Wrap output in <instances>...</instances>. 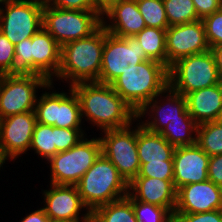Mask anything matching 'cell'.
Returning a JSON list of instances; mask_svg holds the SVG:
<instances>
[{"mask_svg": "<svg viewBox=\"0 0 222 222\" xmlns=\"http://www.w3.org/2000/svg\"><path fill=\"white\" fill-rule=\"evenodd\" d=\"M71 88L78 97L82 118L87 117L101 131L123 128L137 120V114L110 84L79 82Z\"/></svg>", "mask_w": 222, "mask_h": 222, "instance_id": "1", "label": "cell"}, {"mask_svg": "<svg viewBox=\"0 0 222 222\" xmlns=\"http://www.w3.org/2000/svg\"><path fill=\"white\" fill-rule=\"evenodd\" d=\"M104 44L105 28L101 25L89 37L62 45L56 77L69 80L70 86L79 82H99Z\"/></svg>", "mask_w": 222, "mask_h": 222, "instance_id": "2", "label": "cell"}, {"mask_svg": "<svg viewBox=\"0 0 222 222\" xmlns=\"http://www.w3.org/2000/svg\"><path fill=\"white\" fill-rule=\"evenodd\" d=\"M110 85L137 114L156 95L166 93L168 67L152 59L145 60L119 75Z\"/></svg>", "mask_w": 222, "mask_h": 222, "instance_id": "3", "label": "cell"}, {"mask_svg": "<svg viewBox=\"0 0 222 222\" xmlns=\"http://www.w3.org/2000/svg\"><path fill=\"white\" fill-rule=\"evenodd\" d=\"M81 199L92 213L96 208L128 195V183L102 153L76 184Z\"/></svg>", "mask_w": 222, "mask_h": 222, "instance_id": "4", "label": "cell"}, {"mask_svg": "<svg viewBox=\"0 0 222 222\" xmlns=\"http://www.w3.org/2000/svg\"><path fill=\"white\" fill-rule=\"evenodd\" d=\"M169 87L186 94L221 83L211 50L178 59L168 68Z\"/></svg>", "mask_w": 222, "mask_h": 222, "instance_id": "5", "label": "cell"}, {"mask_svg": "<svg viewBox=\"0 0 222 222\" xmlns=\"http://www.w3.org/2000/svg\"><path fill=\"white\" fill-rule=\"evenodd\" d=\"M102 25L97 11L60 9L47 3L43 6V28L62 46L67 42L89 37Z\"/></svg>", "mask_w": 222, "mask_h": 222, "instance_id": "6", "label": "cell"}, {"mask_svg": "<svg viewBox=\"0 0 222 222\" xmlns=\"http://www.w3.org/2000/svg\"><path fill=\"white\" fill-rule=\"evenodd\" d=\"M52 85L39 74H3L0 82V119L35 111L36 89H51Z\"/></svg>", "mask_w": 222, "mask_h": 222, "instance_id": "7", "label": "cell"}, {"mask_svg": "<svg viewBox=\"0 0 222 222\" xmlns=\"http://www.w3.org/2000/svg\"><path fill=\"white\" fill-rule=\"evenodd\" d=\"M101 154V142L98 138H82L71 149L58 152L50 163V184L76 185L85 172Z\"/></svg>", "mask_w": 222, "mask_h": 222, "instance_id": "8", "label": "cell"}, {"mask_svg": "<svg viewBox=\"0 0 222 222\" xmlns=\"http://www.w3.org/2000/svg\"><path fill=\"white\" fill-rule=\"evenodd\" d=\"M0 31L14 45L31 38L43 26L44 3L34 0H0Z\"/></svg>", "mask_w": 222, "mask_h": 222, "instance_id": "9", "label": "cell"}, {"mask_svg": "<svg viewBox=\"0 0 222 222\" xmlns=\"http://www.w3.org/2000/svg\"><path fill=\"white\" fill-rule=\"evenodd\" d=\"M145 60L149 58L135 36L121 38L105 29L99 82L111 84L119 75Z\"/></svg>", "mask_w": 222, "mask_h": 222, "instance_id": "10", "label": "cell"}, {"mask_svg": "<svg viewBox=\"0 0 222 222\" xmlns=\"http://www.w3.org/2000/svg\"><path fill=\"white\" fill-rule=\"evenodd\" d=\"M128 125L123 128L102 131L101 153L117 168L119 174L129 184L140 170L137 150V128Z\"/></svg>", "mask_w": 222, "mask_h": 222, "instance_id": "11", "label": "cell"}, {"mask_svg": "<svg viewBox=\"0 0 222 222\" xmlns=\"http://www.w3.org/2000/svg\"><path fill=\"white\" fill-rule=\"evenodd\" d=\"M69 95L59 92L48 93L37 98L35 105L38 123L60 128H82L81 109L77 95L69 87Z\"/></svg>", "mask_w": 222, "mask_h": 222, "instance_id": "12", "label": "cell"}, {"mask_svg": "<svg viewBox=\"0 0 222 222\" xmlns=\"http://www.w3.org/2000/svg\"><path fill=\"white\" fill-rule=\"evenodd\" d=\"M36 122L35 111L0 119V153L5 161L16 160L30 150Z\"/></svg>", "mask_w": 222, "mask_h": 222, "instance_id": "13", "label": "cell"}, {"mask_svg": "<svg viewBox=\"0 0 222 222\" xmlns=\"http://www.w3.org/2000/svg\"><path fill=\"white\" fill-rule=\"evenodd\" d=\"M210 50L202 20L166 29L167 67L178 59Z\"/></svg>", "mask_w": 222, "mask_h": 222, "instance_id": "14", "label": "cell"}, {"mask_svg": "<svg viewBox=\"0 0 222 222\" xmlns=\"http://www.w3.org/2000/svg\"><path fill=\"white\" fill-rule=\"evenodd\" d=\"M43 195L45 205L42 209L48 218L71 222H91V212L83 203L76 185L51 184L50 189L44 190ZM83 208L87 212L81 218L79 212Z\"/></svg>", "mask_w": 222, "mask_h": 222, "instance_id": "15", "label": "cell"}, {"mask_svg": "<svg viewBox=\"0 0 222 222\" xmlns=\"http://www.w3.org/2000/svg\"><path fill=\"white\" fill-rule=\"evenodd\" d=\"M222 209V187L209 179L177 189L174 213H204Z\"/></svg>", "mask_w": 222, "mask_h": 222, "instance_id": "16", "label": "cell"}, {"mask_svg": "<svg viewBox=\"0 0 222 222\" xmlns=\"http://www.w3.org/2000/svg\"><path fill=\"white\" fill-rule=\"evenodd\" d=\"M208 156L197 144L175 147L173 184L175 189L208 180Z\"/></svg>", "mask_w": 222, "mask_h": 222, "instance_id": "17", "label": "cell"}, {"mask_svg": "<svg viewBox=\"0 0 222 222\" xmlns=\"http://www.w3.org/2000/svg\"><path fill=\"white\" fill-rule=\"evenodd\" d=\"M166 93H168L165 95L167 102L165 101L164 103V101H162L163 103H161V100L158 101L157 99H162L160 94H158L151 101H148L137 113V119H140V117L149 113L148 115L151 116V121L147 120L145 123L144 121L141 123L140 120L137 121L150 132L160 133L167 126L169 121L180 119V116H191L187 111L185 96L174 91L169 86L166 89ZM166 105L168 106V109L165 108ZM148 109H150L149 112Z\"/></svg>", "mask_w": 222, "mask_h": 222, "instance_id": "18", "label": "cell"}, {"mask_svg": "<svg viewBox=\"0 0 222 222\" xmlns=\"http://www.w3.org/2000/svg\"><path fill=\"white\" fill-rule=\"evenodd\" d=\"M128 191L135 200L167 208L174 214L177 190L170 180L135 177L128 184Z\"/></svg>", "mask_w": 222, "mask_h": 222, "instance_id": "19", "label": "cell"}, {"mask_svg": "<svg viewBox=\"0 0 222 222\" xmlns=\"http://www.w3.org/2000/svg\"><path fill=\"white\" fill-rule=\"evenodd\" d=\"M33 69L53 83L61 61V45L42 27L30 38ZM55 75V76H54Z\"/></svg>", "mask_w": 222, "mask_h": 222, "instance_id": "20", "label": "cell"}, {"mask_svg": "<svg viewBox=\"0 0 222 222\" xmlns=\"http://www.w3.org/2000/svg\"><path fill=\"white\" fill-rule=\"evenodd\" d=\"M106 18L109 22L112 21L111 25L105 22ZM102 26L108 33L124 38L141 32L146 27V23L136 0H122L102 15Z\"/></svg>", "mask_w": 222, "mask_h": 222, "instance_id": "21", "label": "cell"}, {"mask_svg": "<svg viewBox=\"0 0 222 222\" xmlns=\"http://www.w3.org/2000/svg\"><path fill=\"white\" fill-rule=\"evenodd\" d=\"M187 111L198 125L219 120L222 113V82L185 95Z\"/></svg>", "mask_w": 222, "mask_h": 222, "instance_id": "22", "label": "cell"}, {"mask_svg": "<svg viewBox=\"0 0 222 222\" xmlns=\"http://www.w3.org/2000/svg\"><path fill=\"white\" fill-rule=\"evenodd\" d=\"M137 124V150L140 164L173 161L175 147L159 133Z\"/></svg>", "mask_w": 222, "mask_h": 222, "instance_id": "23", "label": "cell"}, {"mask_svg": "<svg viewBox=\"0 0 222 222\" xmlns=\"http://www.w3.org/2000/svg\"><path fill=\"white\" fill-rule=\"evenodd\" d=\"M197 128L198 124L191 116H180V119L169 121L159 134L174 147L190 146L196 144Z\"/></svg>", "mask_w": 222, "mask_h": 222, "instance_id": "24", "label": "cell"}, {"mask_svg": "<svg viewBox=\"0 0 222 222\" xmlns=\"http://www.w3.org/2000/svg\"><path fill=\"white\" fill-rule=\"evenodd\" d=\"M145 55L152 60L167 66L166 30L154 27H145L135 35Z\"/></svg>", "mask_w": 222, "mask_h": 222, "instance_id": "25", "label": "cell"}, {"mask_svg": "<svg viewBox=\"0 0 222 222\" xmlns=\"http://www.w3.org/2000/svg\"><path fill=\"white\" fill-rule=\"evenodd\" d=\"M91 222H138L131 201L127 197L96 208Z\"/></svg>", "mask_w": 222, "mask_h": 222, "instance_id": "26", "label": "cell"}, {"mask_svg": "<svg viewBox=\"0 0 222 222\" xmlns=\"http://www.w3.org/2000/svg\"><path fill=\"white\" fill-rule=\"evenodd\" d=\"M196 144L208 155L222 154V121L198 125Z\"/></svg>", "mask_w": 222, "mask_h": 222, "instance_id": "27", "label": "cell"}, {"mask_svg": "<svg viewBox=\"0 0 222 222\" xmlns=\"http://www.w3.org/2000/svg\"><path fill=\"white\" fill-rule=\"evenodd\" d=\"M55 143V126L36 122L30 149L48 161L58 153Z\"/></svg>", "mask_w": 222, "mask_h": 222, "instance_id": "28", "label": "cell"}, {"mask_svg": "<svg viewBox=\"0 0 222 222\" xmlns=\"http://www.w3.org/2000/svg\"><path fill=\"white\" fill-rule=\"evenodd\" d=\"M169 26L198 21L193 0H163Z\"/></svg>", "mask_w": 222, "mask_h": 222, "instance_id": "29", "label": "cell"}, {"mask_svg": "<svg viewBox=\"0 0 222 222\" xmlns=\"http://www.w3.org/2000/svg\"><path fill=\"white\" fill-rule=\"evenodd\" d=\"M126 197L132 203L138 222H174L173 214L167 208L137 201L129 193Z\"/></svg>", "mask_w": 222, "mask_h": 222, "instance_id": "30", "label": "cell"}, {"mask_svg": "<svg viewBox=\"0 0 222 222\" xmlns=\"http://www.w3.org/2000/svg\"><path fill=\"white\" fill-rule=\"evenodd\" d=\"M146 27L167 29L169 27L163 0H136Z\"/></svg>", "mask_w": 222, "mask_h": 222, "instance_id": "31", "label": "cell"}, {"mask_svg": "<svg viewBox=\"0 0 222 222\" xmlns=\"http://www.w3.org/2000/svg\"><path fill=\"white\" fill-rule=\"evenodd\" d=\"M13 74H38L33 69V56L30 50V38L15 45Z\"/></svg>", "mask_w": 222, "mask_h": 222, "instance_id": "32", "label": "cell"}, {"mask_svg": "<svg viewBox=\"0 0 222 222\" xmlns=\"http://www.w3.org/2000/svg\"><path fill=\"white\" fill-rule=\"evenodd\" d=\"M202 21L210 49L222 45V7Z\"/></svg>", "mask_w": 222, "mask_h": 222, "instance_id": "33", "label": "cell"}, {"mask_svg": "<svg viewBox=\"0 0 222 222\" xmlns=\"http://www.w3.org/2000/svg\"><path fill=\"white\" fill-rule=\"evenodd\" d=\"M137 177L159 178L173 183V161L144 163L140 166Z\"/></svg>", "mask_w": 222, "mask_h": 222, "instance_id": "34", "label": "cell"}, {"mask_svg": "<svg viewBox=\"0 0 222 222\" xmlns=\"http://www.w3.org/2000/svg\"><path fill=\"white\" fill-rule=\"evenodd\" d=\"M81 128L55 127V145L58 152L66 151L75 146L84 136Z\"/></svg>", "mask_w": 222, "mask_h": 222, "instance_id": "35", "label": "cell"}, {"mask_svg": "<svg viewBox=\"0 0 222 222\" xmlns=\"http://www.w3.org/2000/svg\"><path fill=\"white\" fill-rule=\"evenodd\" d=\"M15 45L0 31V73L13 74Z\"/></svg>", "mask_w": 222, "mask_h": 222, "instance_id": "36", "label": "cell"}, {"mask_svg": "<svg viewBox=\"0 0 222 222\" xmlns=\"http://www.w3.org/2000/svg\"><path fill=\"white\" fill-rule=\"evenodd\" d=\"M174 222H222V209L204 213H174Z\"/></svg>", "mask_w": 222, "mask_h": 222, "instance_id": "37", "label": "cell"}, {"mask_svg": "<svg viewBox=\"0 0 222 222\" xmlns=\"http://www.w3.org/2000/svg\"><path fill=\"white\" fill-rule=\"evenodd\" d=\"M47 4L60 9L96 11L93 0H49Z\"/></svg>", "mask_w": 222, "mask_h": 222, "instance_id": "38", "label": "cell"}, {"mask_svg": "<svg viewBox=\"0 0 222 222\" xmlns=\"http://www.w3.org/2000/svg\"><path fill=\"white\" fill-rule=\"evenodd\" d=\"M199 20L211 15L222 7V0H193Z\"/></svg>", "mask_w": 222, "mask_h": 222, "instance_id": "39", "label": "cell"}, {"mask_svg": "<svg viewBox=\"0 0 222 222\" xmlns=\"http://www.w3.org/2000/svg\"><path fill=\"white\" fill-rule=\"evenodd\" d=\"M208 179L215 185L222 187V154L210 156L208 165Z\"/></svg>", "mask_w": 222, "mask_h": 222, "instance_id": "40", "label": "cell"}, {"mask_svg": "<svg viewBox=\"0 0 222 222\" xmlns=\"http://www.w3.org/2000/svg\"><path fill=\"white\" fill-rule=\"evenodd\" d=\"M122 0H93L95 10L102 16L107 12L113 5L117 4Z\"/></svg>", "mask_w": 222, "mask_h": 222, "instance_id": "41", "label": "cell"}, {"mask_svg": "<svg viewBox=\"0 0 222 222\" xmlns=\"http://www.w3.org/2000/svg\"><path fill=\"white\" fill-rule=\"evenodd\" d=\"M48 216L42 208L26 215L21 222H47Z\"/></svg>", "mask_w": 222, "mask_h": 222, "instance_id": "42", "label": "cell"}, {"mask_svg": "<svg viewBox=\"0 0 222 222\" xmlns=\"http://www.w3.org/2000/svg\"><path fill=\"white\" fill-rule=\"evenodd\" d=\"M210 50L214 54V57L216 60V67L218 70L220 80L222 82V45L217 46V47H213Z\"/></svg>", "mask_w": 222, "mask_h": 222, "instance_id": "43", "label": "cell"}, {"mask_svg": "<svg viewBox=\"0 0 222 222\" xmlns=\"http://www.w3.org/2000/svg\"><path fill=\"white\" fill-rule=\"evenodd\" d=\"M47 222H71V221L58 220V219H51V218H48V221H47Z\"/></svg>", "mask_w": 222, "mask_h": 222, "instance_id": "44", "label": "cell"}, {"mask_svg": "<svg viewBox=\"0 0 222 222\" xmlns=\"http://www.w3.org/2000/svg\"><path fill=\"white\" fill-rule=\"evenodd\" d=\"M5 163V160L2 158L0 153V168L3 167L2 165Z\"/></svg>", "mask_w": 222, "mask_h": 222, "instance_id": "45", "label": "cell"}, {"mask_svg": "<svg viewBox=\"0 0 222 222\" xmlns=\"http://www.w3.org/2000/svg\"><path fill=\"white\" fill-rule=\"evenodd\" d=\"M34 1H38V2H41V3H48L49 2V0H34Z\"/></svg>", "mask_w": 222, "mask_h": 222, "instance_id": "46", "label": "cell"}, {"mask_svg": "<svg viewBox=\"0 0 222 222\" xmlns=\"http://www.w3.org/2000/svg\"><path fill=\"white\" fill-rule=\"evenodd\" d=\"M2 75H3V74L0 73V82H1V80H2Z\"/></svg>", "mask_w": 222, "mask_h": 222, "instance_id": "47", "label": "cell"}]
</instances>
